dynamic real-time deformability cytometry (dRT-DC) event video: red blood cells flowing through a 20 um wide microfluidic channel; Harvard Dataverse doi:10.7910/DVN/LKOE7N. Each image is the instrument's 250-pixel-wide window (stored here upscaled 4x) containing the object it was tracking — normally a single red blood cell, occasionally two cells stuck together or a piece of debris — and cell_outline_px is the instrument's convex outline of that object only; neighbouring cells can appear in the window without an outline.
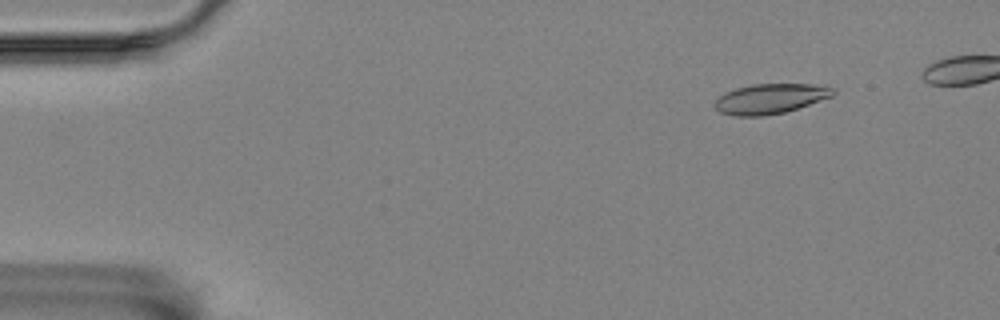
{"species": "Egyptian fruit bat (a non-hibernating species)", "species_latin": "Rousettus aegyptiacus", "temperature_condition": "room temperature", "stored_images_in_passage": 3, "camera_frame_rate_fps": 3000, "um_per_image_px": 0.085, "animal": {"sex": "female"}, "frame": {"image": 1, "passage_image": 2, "time_ms": 1.333, "image_size_px": [1000, 320], "cell_outline_px": [[836, 92], [832, 96], [784, 112], [764, 116], [736, 116], [720, 112], [712, 104], [724, 92], [736, 88], [752, 84], [812, 84], [836, 88]], "centroid_in_image_um": [65.45, 8.38], "position_along_channel_um": 19.6, "area_um2": 20.58}}